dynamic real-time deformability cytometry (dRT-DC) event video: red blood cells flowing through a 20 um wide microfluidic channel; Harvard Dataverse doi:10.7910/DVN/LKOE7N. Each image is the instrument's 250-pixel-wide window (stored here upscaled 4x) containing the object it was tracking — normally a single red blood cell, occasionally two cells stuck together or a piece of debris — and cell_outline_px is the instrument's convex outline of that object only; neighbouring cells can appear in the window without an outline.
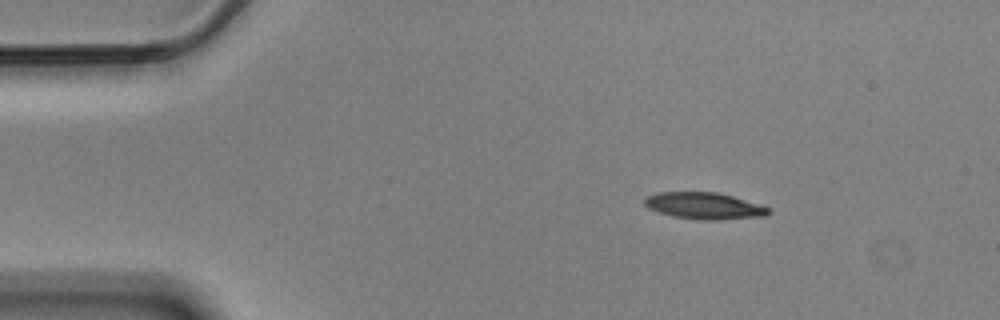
{"species": "Egyptian fruit bat (a non-hibernating species)", "species_latin": "Rousettus aegyptiacus", "temperature_condition": "cold", "stored_images_in_passage": 4, "camera_frame_rate_fps": 3000, "um_per_image_px": 0.085, "animal": {"sex": "male"}, "frame": {"image": 1, "passage_image": 1, "time_ms": 0.0, "image_size_px": [1000, 320], "cell_outline_px": [[772, 212], [768, 216], [716, 220], [700, 220], [672, 216], [648, 208], [644, 204], [644, 196], [656, 192], [716, 192], [732, 196], [760, 204], [772, 208]], "centroid_in_image_um": [59.89, 17.49], "position_along_channel_um": 25.1, "area_um2": 19.54}}
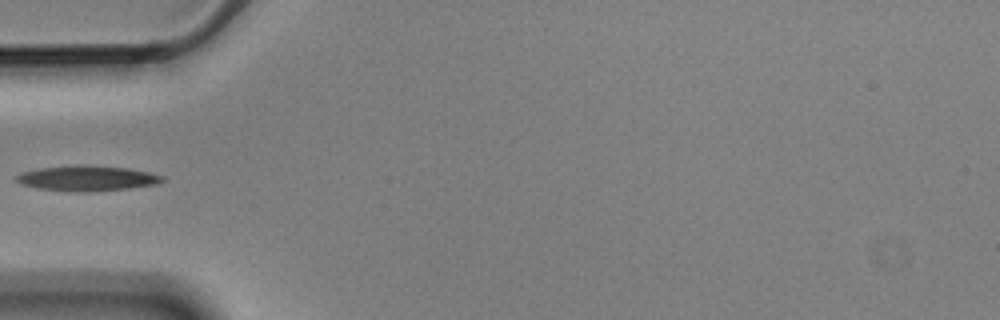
{"frame": {"image": 2, "passage_image": 4, "time_ms": 1.0, "image_size_px": [1000, 320], "cell_outline_px": [[164, 180], [156, 184], [128, 188], [88, 192], [76, 192], [36, 188], [20, 184], [16, 180], [16, 176], [20, 172], [40, 168], [76, 164], [80, 164], [128, 168], [148, 172], [164, 176]], "centroid_in_image_um": [7.36, 15.15], "position_along_channel_um": 77.6, "area_um2": 21.62}}